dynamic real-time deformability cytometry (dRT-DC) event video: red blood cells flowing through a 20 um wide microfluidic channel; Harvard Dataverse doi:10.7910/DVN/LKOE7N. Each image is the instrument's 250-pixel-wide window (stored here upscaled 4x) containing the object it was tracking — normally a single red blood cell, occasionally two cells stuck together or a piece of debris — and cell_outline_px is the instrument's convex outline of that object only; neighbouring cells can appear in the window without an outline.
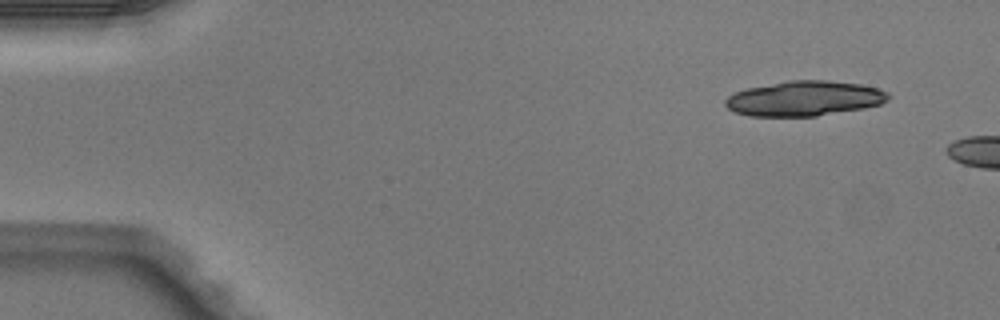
{"species": "Egyptian fruit bat (a non-hibernating species)", "species_latin": "Rousettus aegyptiacus", "temperature_condition": "warm", "stored_images_in_passage": 2, "camera_frame_rate_fps": 3000, "um_per_image_px": 0.085, "animal": {"sex": "male"}, "frame": {"image": 1, "passage_image": 1, "time_ms": 0.0, "image_size_px": [1000, 320], "cell_outline_px": [[892, 96], [888, 100], [880, 104], [864, 108], [816, 116], [748, 116], [736, 112], [728, 108], [724, 104], [724, 100], [728, 96], [736, 92], [748, 88], [788, 80], [828, 80], [860, 84], [880, 88], [888, 92]], "centroid_in_image_um": [68.41, 8.36], "position_along_channel_um": 16.6, "area_um2": 33.35}}